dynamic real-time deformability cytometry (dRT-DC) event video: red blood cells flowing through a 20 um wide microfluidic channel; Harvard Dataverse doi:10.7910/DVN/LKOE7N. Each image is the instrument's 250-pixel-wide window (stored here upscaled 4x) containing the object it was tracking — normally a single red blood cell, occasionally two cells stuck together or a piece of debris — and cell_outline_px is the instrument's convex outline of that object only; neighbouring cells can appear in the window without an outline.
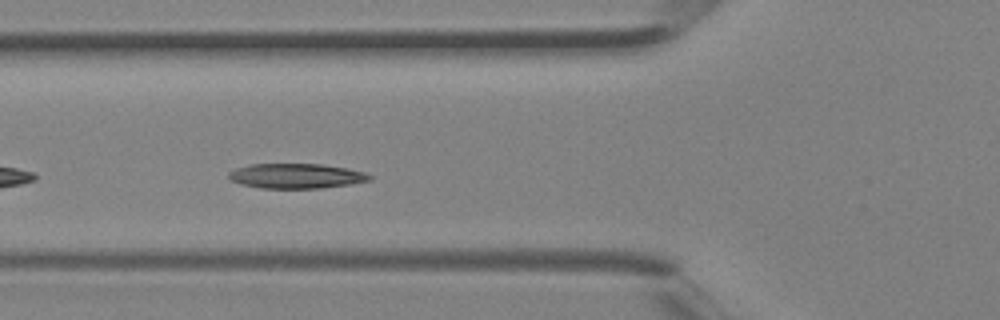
{"species": "Egyptian fruit bat (a non-hibernating species)", "species_latin": "Rousettus aegyptiacus", "temperature_condition": "room temperature", "stored_images_in_passage": 26, "camera_frame_rate_fps": 3000, "um_per_image_px": 0.085, "animal": {"sex": "female"}, "frame": {"image": 1, "passage_image": 5, "time_ms": 1.333, "image_size_px": [1000, 320], "cell_outline_px": [[372, 180], [352, 184], [320, 188], [260, 188], [240, 184], [232, 180], [228, 176], [228, 172], [236, 168], [248, 164], [320, 164], [348, 168], [364, 172], [372, 176]], "centroid_in_image_um": [25.18, 14.95], "position_along_channel_um": 100.6, "area_um2": 20.52}}
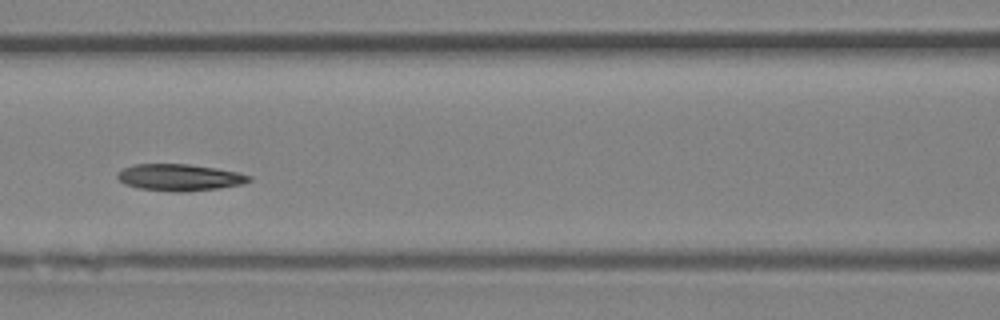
{"frame": {"image": 2, "passage_image": 8, "time_ms": 2.333, "image_size_px": [1000, 320], "cell_outline_px": [[252, 180], [244, 184], [220, 188], [184, 192], [176, 192], [140, 188], [124, 184], [116, 176], [124, 168], [132, 164], [188, 164], [216, 168], [240, 172], [252, 176]], "centroid_in_image_um": [15.32, 15.08], "position_along_channel_um": 151.3, "area_um2": 20.58}}